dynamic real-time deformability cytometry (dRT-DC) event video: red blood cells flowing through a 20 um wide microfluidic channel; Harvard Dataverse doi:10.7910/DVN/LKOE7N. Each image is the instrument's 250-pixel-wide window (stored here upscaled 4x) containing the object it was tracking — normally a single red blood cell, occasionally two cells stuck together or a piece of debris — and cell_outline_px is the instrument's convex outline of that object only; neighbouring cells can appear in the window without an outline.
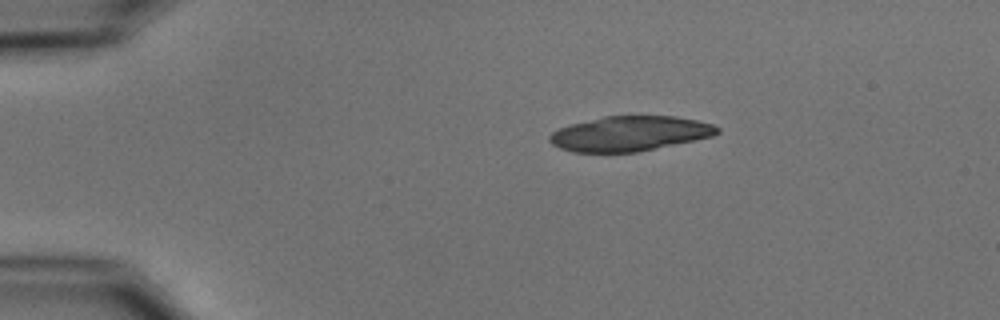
{"species": "common noctule bat (a hibernating species)", "species_latin": "Nyctalus noctula", "temperature_condition": "cold", "stored_images_in_passage": 5, "camera_frame_rate_fps": 3000, "um_per_image_px": 0.085, "animal": {"sex": "male", "body_mass_g": 15.6}, "frame": {"image": 1, "passage_image": 1, "time_ms": 0.0, "image_size_px": [1000, 320], "cell_outline_px": [[720, 132], [712, 136], [696, 140], [636, 152], [572, 152], [560, 148], [552, 144], [548, 140], [548, 136], [552, 132], [560, 128], [572, 124], [604, 116], [676, 116], [696, 120], [712, 124], [720, 128]], "centroid_in_image_um": [53.53, 11.36], "position_along_channel_um": 31.5, "area_um2": 33.99}}